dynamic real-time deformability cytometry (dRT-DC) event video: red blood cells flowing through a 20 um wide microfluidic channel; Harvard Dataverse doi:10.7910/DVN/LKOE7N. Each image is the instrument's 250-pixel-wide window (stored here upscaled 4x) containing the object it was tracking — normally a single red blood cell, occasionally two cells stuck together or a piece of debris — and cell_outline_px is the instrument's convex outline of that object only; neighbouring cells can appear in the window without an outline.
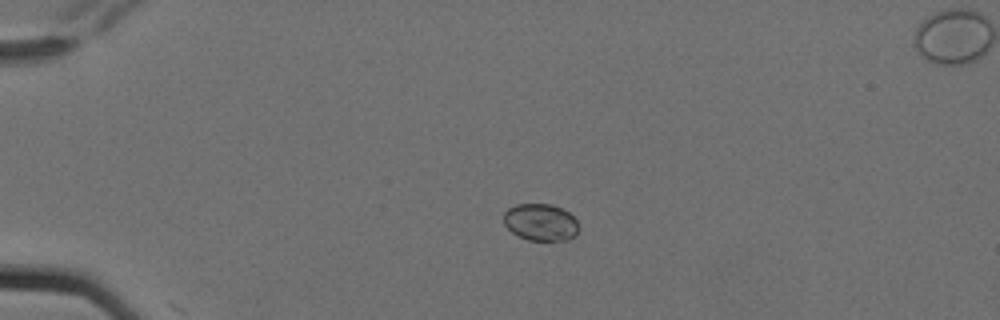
{"species": "Egyptian fruit bat (a non-hibernating species)", "species_latin": "Rousettus aegyptiacus", "temperature_condition": "cold", "stored_images_in_passage": 5, "camera_frame_rate_fps": 3000, "um_per_image_px": 0.085, "animal": {"sex": "female"}, "frame": {"image": 1, "passage_image": 3, "time_ms": 0.667, "image_size_px": [1000, 320], "cell_outline_px": [[580, 228], [576, 236], [568, 240], [528, 240], [512, 232], [504, 224], [504, 212], [508, 208], [516, 204], [548, 204], [560, 208], [568, 212], [576, 220]], "centroid_in_image_um": [45.97, 18.9], "position_along_channel_um": 39.0, "area_um2": 16.18}}
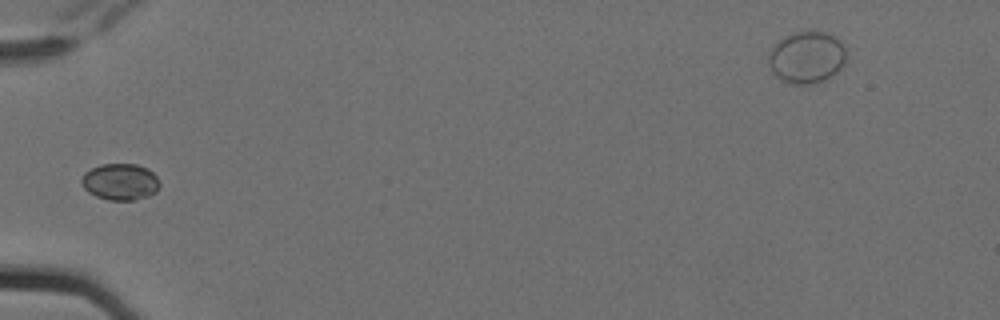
{"frame": {"image": 2, "passage_image": 5, "time_ms": 1.333, "image_size_px": [1000, 320], "cell_outline_px": [[160, 184], [156, 192], [148, 196], [132, 200], [108, 200], [96, 196], [88, 192], [84, 188], [80, 180], [84, 172], [100, 164], [136, 164], [148, 168], [156, 176]], "centroid_in_image_um": [10.21, 15.45], "position_along_channel_um": 74.8, "area_um2": 16.7}}